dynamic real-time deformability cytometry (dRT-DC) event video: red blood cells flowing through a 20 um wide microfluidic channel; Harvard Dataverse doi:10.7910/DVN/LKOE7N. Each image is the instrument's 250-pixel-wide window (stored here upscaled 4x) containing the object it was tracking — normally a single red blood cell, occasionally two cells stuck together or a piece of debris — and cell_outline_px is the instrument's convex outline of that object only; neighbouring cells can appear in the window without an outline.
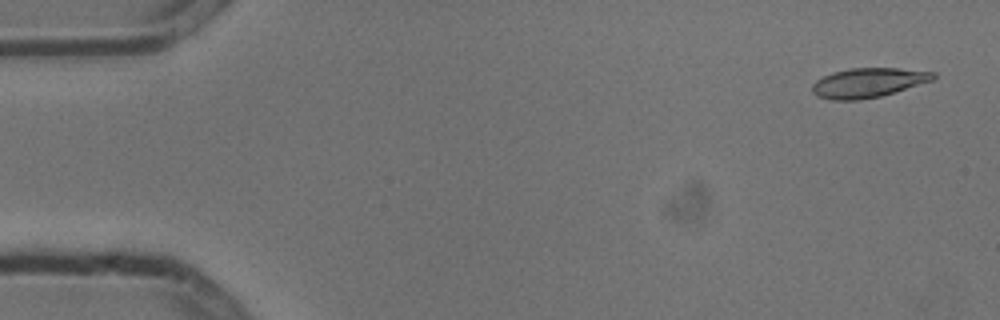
{"species": "common noctule bat (a hibernating species)", "species_latin": "Nyctalus noctula", "temperature_condition": "cold", "stored_images_in_passage": 5, "camera_frame_rate_fps": 3000, "um_per_image_px": 0.085, "animal": {"sex": "male", "body_mass_g": 13.3}, "frame": {"image": 1, "passage_image": 1, "time_ms": 0.0, "image_size_px": [1000, 320], "cell_outline_px": [[936, 76], [932, 80], [880, 96], [860, 100], [832, 100], [816, 96], [812, 92], [812, 84], [816, 80], [832, 72], [848, 68], [900, 68], [936, 72]], "centroid_in_image_um": [73.75, 7.02], "position_along_channel_um": 11.2, "area_um2": 20.75}}
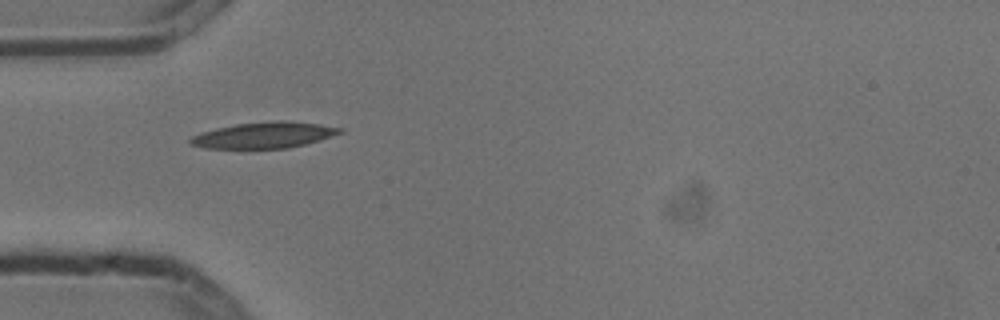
{"frame": {"image": 2, "passage_image": 5, "time_ms": 1.333, "image_size_px": [1000, 320], "cell_outline_px": [[344, 132], [320, 140], [288, 148], [204, 148], [192, 144], [188, 140], [192, 136], [200, 132], [216, 128], [236, 124], [280, 120], [284, 120], [320, 124], [344, 128]], "centroid_in_image_um": [22.47, 11.48], "position_along_channel_um": 62.5, "area_um2": 22.66}}